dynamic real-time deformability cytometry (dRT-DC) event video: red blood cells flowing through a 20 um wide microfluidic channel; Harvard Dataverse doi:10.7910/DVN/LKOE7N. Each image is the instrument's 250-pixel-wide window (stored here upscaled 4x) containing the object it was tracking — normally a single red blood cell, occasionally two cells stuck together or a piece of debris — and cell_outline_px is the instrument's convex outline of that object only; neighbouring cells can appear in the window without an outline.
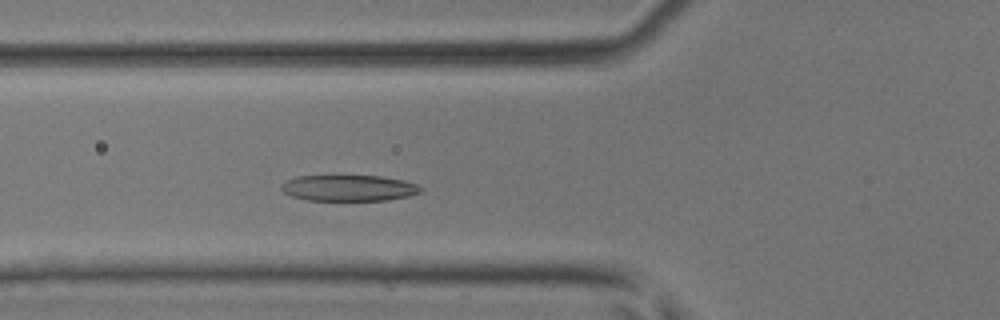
{"species": "common noctule bat (a hibernating species)", "species_latin": "Nyctalus noctula", "temperature_condition": "room temperature", "stored_images_in_passage": 41, "camera_frame_rate_fps": 3000, "um_per_image_px": 0.085, "animal": {"sex": "male", "body_mass_g": 17.9, "forearm_length_mm": 54.2}, "frame": {"image": 1, "passage_image": 12, "time_ms": 3.667, "image_size_px": [1000, 320], "cell_outline_px": [[424, 188], [420, 192], [408, 196], [388, 200], [308, 200], [292, 196], [284, 192], [280, 188], [280, 184], [296, 176], [380, 176], [404, 180], [416, 184]], "centroid_in_image_um": [29.65, 15.98], "position_along_channel_um": 96.1, "area_um2": 21.1}}
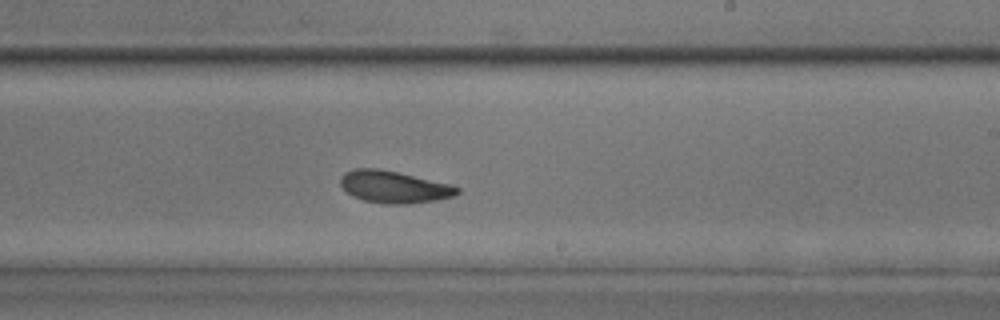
{"frame": {"image": 2, "passage_image": 23, "time_ms": 7.333, "image_size_px": [1000, 320], "cell_outline_px": [[460, 192], [456, 196], [436, 200], [408, 204], [384, 204], [364, 200], [352, 196], [340, 184], [340, 176], [344, 172], [356, 168], [376, 168], [396, 172], [448, 184], [460, 188]], "centroid_in_image_um": [33.47, 15.9], "position_along_channel_um": 255.5, "area_um2": 21.68}}
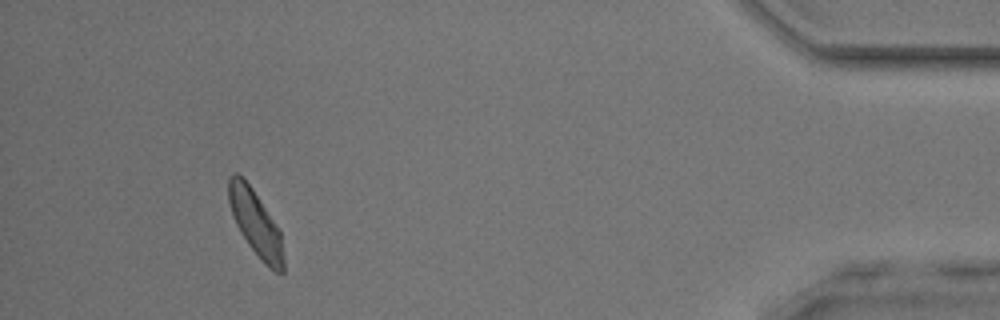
{"frame": {"image": 3, "passage_image": 38, "time_ms": 12.333, "image_size_px": [1000, 320], "cell_outline_px": [[284, 272], [276, 272], [264, 264], [248, 244], [240, 232], [232, 216], [228, 200], [228, 176], [232, 172], [236, 172], [252, 188], [260, 200], [280, 232], [284, 260]], "centroid_in_image_um": [21.7, 18.97], "position_along_channel_um": 413.5, "area_um2": 20.69}}